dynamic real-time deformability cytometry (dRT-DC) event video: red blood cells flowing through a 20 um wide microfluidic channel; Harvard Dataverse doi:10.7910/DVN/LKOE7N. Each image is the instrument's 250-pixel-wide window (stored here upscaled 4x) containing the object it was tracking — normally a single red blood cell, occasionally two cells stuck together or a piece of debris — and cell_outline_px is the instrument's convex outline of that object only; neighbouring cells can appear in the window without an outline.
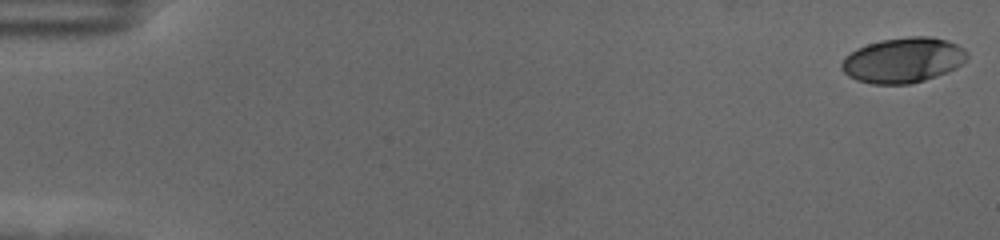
{"species": "human", "species_latin": "Homo sapiens", "temperature_condition": "cold", "stored_images_in_passage": 58, "camera_frame_rate_fps": 3000, "um_per_image_px": 0.085, "donor": {"sex": "female"}, "frame": {"image": 1, "passage_image": 1, "time_ms": 0.0, "image_size_px": [1000, 240], "cell_outline_px": [[968, 56], [956, 68], [948, 72], [912, 84], [872, 84], [856, 80], [848, 76], [840, 68], [840, 64], [844, 56], [856, 48], [880, 40], [908, 36], [928, 36], [948, 40], [964, 48], [968, 52]], "centroid_in_image_um": [76.74, 5.11], "position_along_channel_um": 8.3, "area_um2": 33.35}}
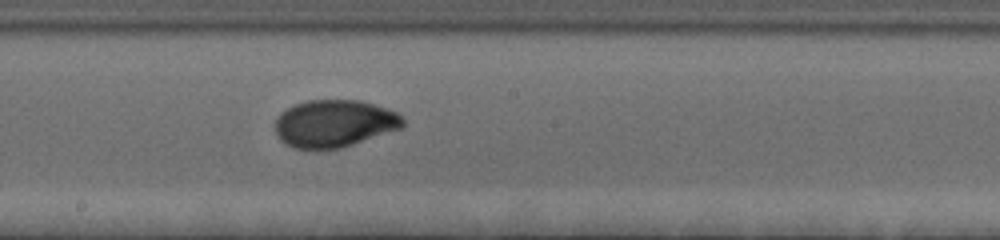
{"frame": {"image": 2, "passage_image": 33, "time_ms": 10.667, "image_size_px": [1000, 240], "cell_outline_px": [[404, 128], [340, 148], [316, 152], [292, 148], [284, 144], [280, 140], [276, 132], [276, 116], [280, 112], [296, 104], [308, 100], [360, 100], [396, 112], [404, 120]], "centroid_in_image_um": [28.38, 10.54], "position_along_channel_um": 219.8, "area_um2": 35.84}}
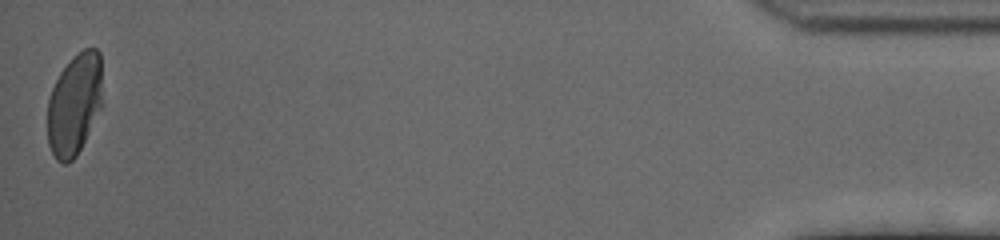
{"frame": {"image": 3, "passage_image": 58, "time_ms": 19.0, "image_size_px": [1000, 240], "cell_outline_px": [[104, 104], [76, 156], [68, 164], [60, 164], [56, 160], [48, 144], [48, 100], [52, 88], [60, 72], [72, 56], [84, 48], [96, 48], [100, 52]], "centroid_in_image_um": [6.36, 8.85], "position_along_channel_um": 428.8, "area_um2": 33.23}, "authors_computed_cell_mechanics": {"area_um2": 34.1887, "velocity_mm_per_s": 3.5187, "shape_relaxation_time_tau1_ms": 5.1181, "shape_relaxation_time_tau2_ms": null, "deformation_change_tau1": 0.1979, "deformation_change_tau2": null}}